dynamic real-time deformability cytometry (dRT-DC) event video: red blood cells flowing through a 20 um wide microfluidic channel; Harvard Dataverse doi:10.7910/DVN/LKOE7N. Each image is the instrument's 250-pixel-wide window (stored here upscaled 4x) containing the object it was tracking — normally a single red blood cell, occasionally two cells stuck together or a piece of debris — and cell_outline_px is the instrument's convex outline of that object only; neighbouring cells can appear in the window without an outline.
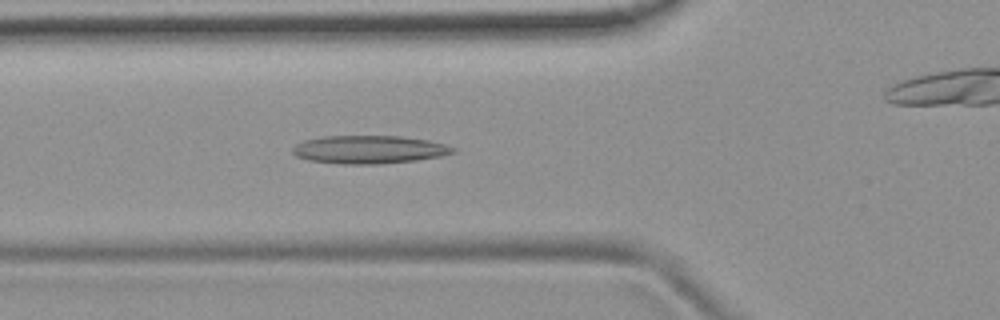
{"species": "common noctule bat (a hibernating species)", "species_latin": "Nyctalus noctula", "temperature_condition": "room temperature", "stored_images_in_passage": 41, "camera_frame_rate_fps": 3000, "um_per_image_px": 0.085, "animal": {"sex": "female", "body_mass_g": 19.9}, "frame": {"image": 1, "passage_image": 6, "time_ms": 1.667, "image_size_px": [1000, 320], "cell_outline_px": [[456, 152], [440, 156], [416, 160], [380, 164], [340, 164], [308, 160], [296, 156], [292, 152], [292, 148], [296, 144], [304, 140], [324, 136], [400, 136], [428, 140], [444, 144], [456, 148]], "centroid_in_image_um": [31.36, 12.71], "position_along_channel_um": 94.4, "area_um2": 26.3}}
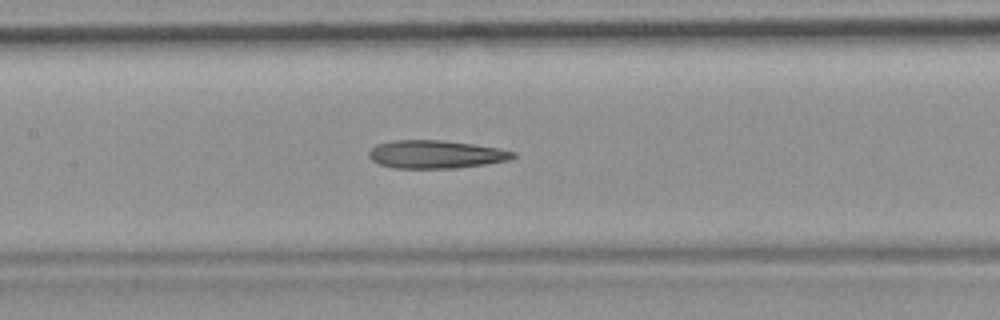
{"frame": {"image": 2, "passage_image": 12, "time_ms": 3.667, "image_size_px": [1000, 320], "cell_outline_px": [[516, 156], [508, 160], [484, 164], [456, 168], [392, 168], [380, 164], [372, 160], [368, 156], [368, 152], [376, 144], [392, 140], [440, 140], [472, 144], [496, 148], [516, 152]], "centroid_in_image_um": [37.0, 13.12], "position_along_channel_um": 170.4, "area_um2": 23.47}}
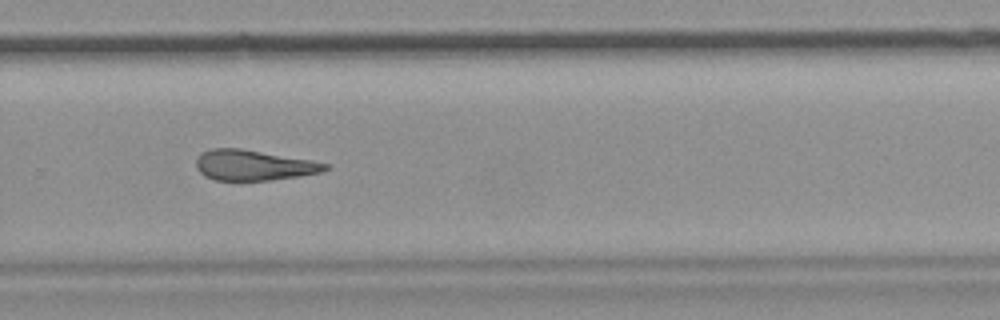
{"frame": {"image": 3, "passage_image": 23, "time_ms": 7.333, "image_size_px": [1000, 320], "cell_outline_px": [[332, 164], [328, 168], [320, 172], [300, 176], [268, 180], [216, 180], [204, 176], [196, 168], [196, 160], [204, 152], [212, 148], [240, 148]], "centroid_in_image_um": [21.55, 14.05], "position_along_channel_um": 308.2, "area_um2": 22.6}, "authors_computed_cell_mechanics": {"area_um2": 23.8714, "velocity_mm_per_s": 3.7843, "shape_relaxation_time_tau1_ms": null, "shape_relaxation_time_tau2_ms": 6.1662, "deformation_change_tau1": null, "deformation_change_tau2": 0.2072}}